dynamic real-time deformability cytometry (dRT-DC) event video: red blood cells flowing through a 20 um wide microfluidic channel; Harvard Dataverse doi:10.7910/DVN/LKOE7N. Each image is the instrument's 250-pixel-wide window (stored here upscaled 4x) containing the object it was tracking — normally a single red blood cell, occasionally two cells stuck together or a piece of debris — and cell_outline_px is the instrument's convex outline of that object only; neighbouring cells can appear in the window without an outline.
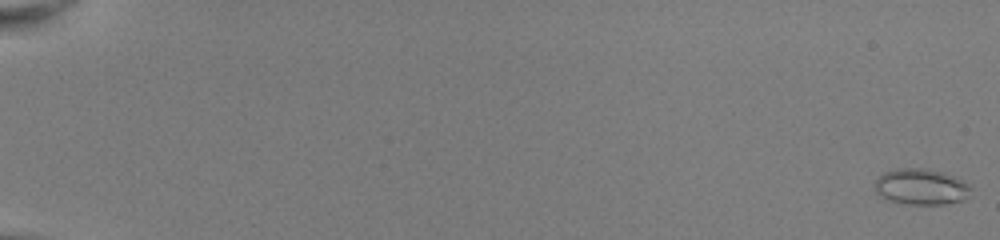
{"species": "common noctule bat (a hibernating species)", "species_latin": "Nyctalus noctula", "temperature_condition": "room temperature", "stored_images_in_passage": 53, "camera_frame_rate_fps": 3000, "um_per_image_px": 0.085, "animal": {"sex": "female", "body_mass_g": 22.0, "forearm_length_mm": 56.7}, "frame": {"image": 1, "passage_image": 1, "time_ms": 0.0, "image_size_px": [1000, 240], "cell_outline_px": [[972, 188], [968, 196], [964, 200], [944, 204], [908, 204], [884, 200], [876, 192], [876, 180], [884, 172], [896, 168], [928, 168], [944, 172], [956, 176], [968, 184]], "centroid_in_image_um": [78.31, 15.87], "position_along_channel_um": 6.7, "area_um2": 20.4}}
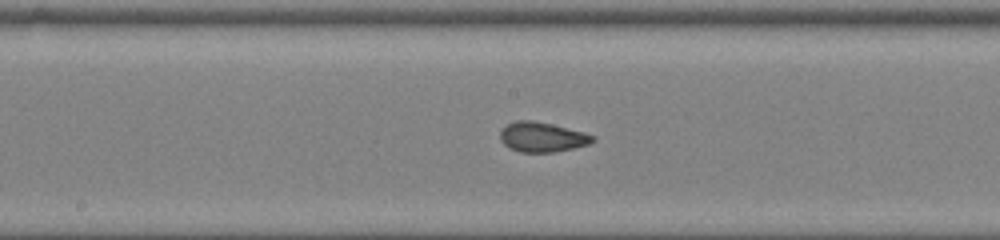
{"frame": {"image": 2, "passage_image": 31, "time_ms": 10.0, "image_size_px": [1000, 240], "cell_outline_px": [[596, 140], [588, 144], [572, 148], [552, 152], [520, 152], [508, 148], [500, 140], [500, 132], [508, 124], [516, 120], [532, 120], [552, 124], [584, 132], [596, 136]], "centroid_in_image_um": [46.08, 11.65], "position_along_channel_um": 202.1, "area_um2": 16.07}}
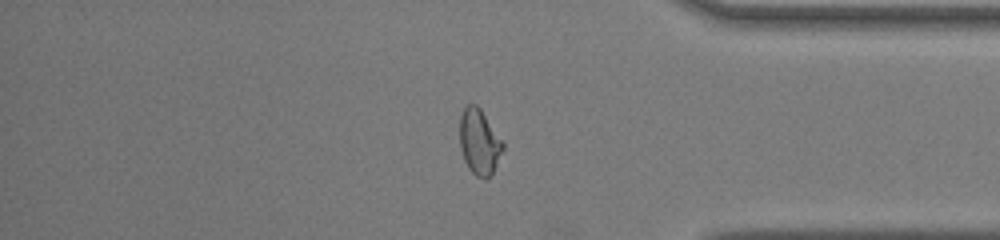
{"frame": {"image": 3, "passage_image": 46, "time_ms": 15.0, "image_size_px": [1000, 240], "cell_outline_px": [[504, 148], [492, 172], [488, 176], [476, 176], [468, 168], [464, 160], [460, 148], [460, 116], [464, 108], [468, 104], [476, 104], [480, 108], [504, 144]], "centroid_in_image_um": [40.71, 12.03], "position_along_channel_um": 394.5, "area_um2": 16.07}}